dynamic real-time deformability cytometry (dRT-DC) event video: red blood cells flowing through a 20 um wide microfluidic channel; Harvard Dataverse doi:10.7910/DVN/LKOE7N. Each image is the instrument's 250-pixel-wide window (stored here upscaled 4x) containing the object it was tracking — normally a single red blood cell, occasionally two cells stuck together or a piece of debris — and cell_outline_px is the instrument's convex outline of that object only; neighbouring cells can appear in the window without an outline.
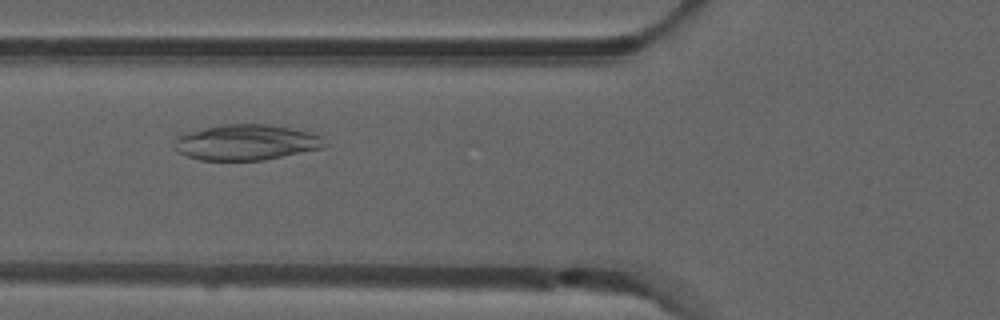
{"species": "common noctule bat (a hibernating species)", "species_latin": "Nyctalus noctula", "temperature_condition": "room temperature", "stored_images_in_passage": 8, "camera_frame_rate_fps": 3000, "um_per_image_px": 0.085, "animal": {"sex": "male", "forearm_length_mm": 52.5}, "frame": {"image": 1, "passage_image": 6, "time_ms": 1.667, "image_size_px": [1000, 320], "cell_outline_px": [[328, 144], [324, 148], [264, 160], [200, 160], [176, 152], [172, 148], [172, 144], [176, 136], [184, 132], [220, 124], [264, 124], [292, 128], [312, 132], [324, 136]], "centroid_in_image_um": [20.92, 12.09], "position_along_channel_um": 104.9, "area_um2": 31.91}}
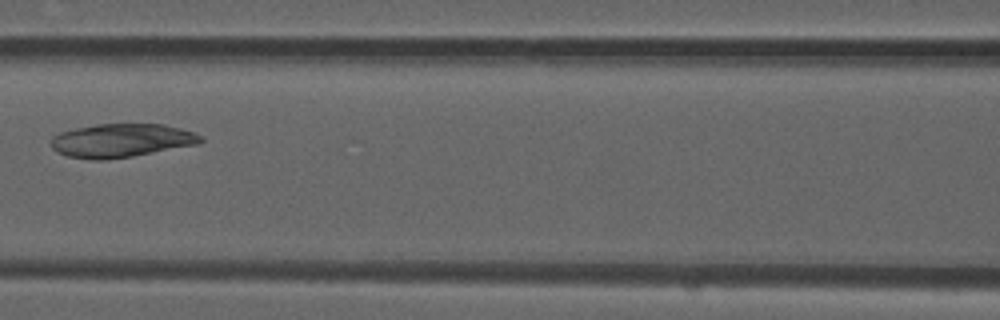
{"frame": {"image": 2, "passage_image": 7, "time_ms": 2.0, "image_size_px": [1000, 320], "cell_outline_px": [[204, 140], [200, 144], [132, 156], [108, 160], [88, 160], [68, 156], [56, 152], [52, 148], [52, 136], [60, 132], [76, 128], [100, 124], [164, 124], [196, 132]], "centroid_in_image_um": [10.33, 11.95], "position_along_channel_um": 156.3, "area_um2": 29.42}}
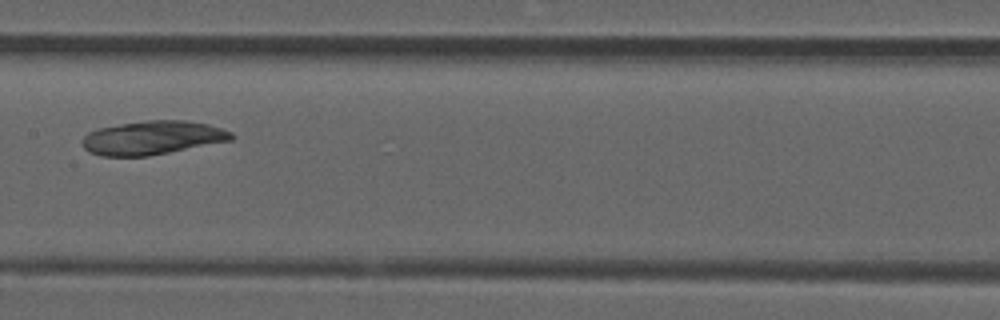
{"frame": {"image": 3, "passage_image": 8, "time_ms": 2.333, "image_size_px": [1000, 320], "cell_outline_px": [[236, 136], [232, 140], [148, 156], [100, 156], [88, 152], [84, 148], [84, 136], [88, 132], [96, 128], [120, 124], [148, 120], [184, 120], [208, 124], [232, 132]], "centroid_in_image_um": [12.96, 11.71], "position_along_channel_um": 194.4, "area_um2": 29.25}}